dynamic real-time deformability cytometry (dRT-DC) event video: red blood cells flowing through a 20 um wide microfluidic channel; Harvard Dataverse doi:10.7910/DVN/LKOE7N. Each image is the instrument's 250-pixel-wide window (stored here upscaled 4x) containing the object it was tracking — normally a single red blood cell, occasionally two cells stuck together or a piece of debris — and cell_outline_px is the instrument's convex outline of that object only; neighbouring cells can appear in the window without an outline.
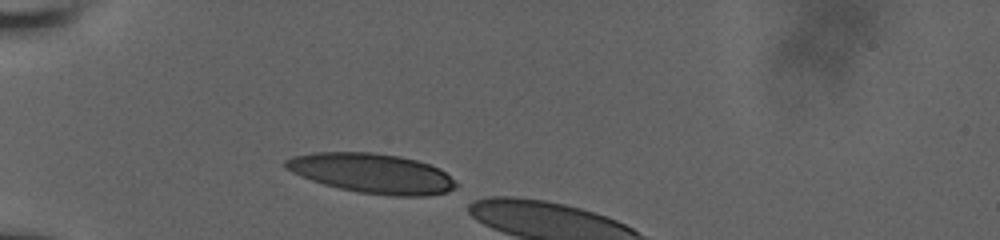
{"species": "human", "species_latin": "Homo sapiens", "temperature_condition": "room temperature", "stored_images_in_passage": 8, "camera_frame_rate_fps": 3000, "um_per_image_px": 0.085, "donor": {"sex": "male"}, "frame": {"image": 1, "passage_image": 1, "time_ms": 0.0, "image_size_px": [1000, 240], "cell_outline_px": [[460, 184], [448, 192], [424, 196], [392, 196], [360, 192], [340, 188], [324, 184], [312, 180], [292, 172], [284, 168], [284, 160], [292, 156], [312, 152], [372, 152], [400, 156], [416, 160], [440, 168]], "centroid_in_image_um": [31.63, 14.72], "position_along_channel_um": 53.4, "area_um2": 39.54}}